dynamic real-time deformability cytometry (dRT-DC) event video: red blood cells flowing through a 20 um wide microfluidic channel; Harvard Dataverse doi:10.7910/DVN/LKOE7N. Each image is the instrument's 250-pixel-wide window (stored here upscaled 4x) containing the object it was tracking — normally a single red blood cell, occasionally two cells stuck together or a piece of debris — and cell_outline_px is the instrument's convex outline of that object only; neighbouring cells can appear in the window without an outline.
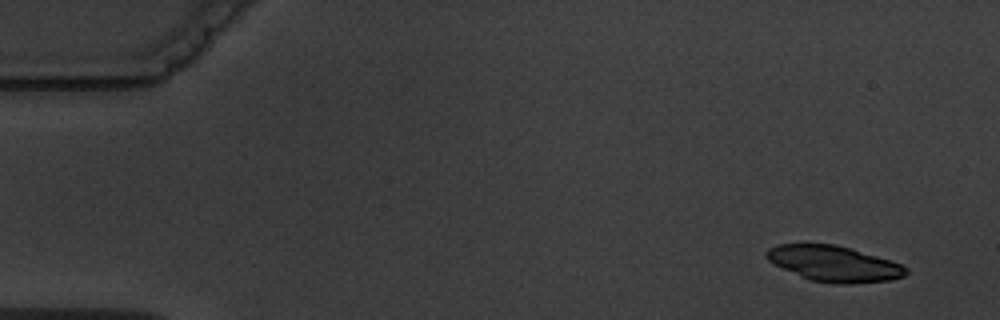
{"species": "common noctule bat (a hibernating species)", "species_latin": "Nyctalus noctula", "temperature_condition": "warm", "stored_images_in_passage": 9, "camera_frame_rate_fps": 3000, "um_per_image_px": 0.085, "animal": {"sex": "male", "body_mass_g": 19.5, "forearm_length_mm": 54.6}, "frame": {"image": 1, "passage_image": 1, "time_ms": 0.0, "image_size_px": [1000, 320], "cell_outline_px": [[908, 272], [904, 276], [888, 280], [840, 284], [808, 280], [768, 260], [764, 256], [764, 252], [768, 248], [776, 244], [836, 244], [852, 248], [900, 264], [908, 268]], "centroid_in_image_um": [70.85, 22.39], "position_along_channel_um": 14.2, "area_um2": 28.73}}
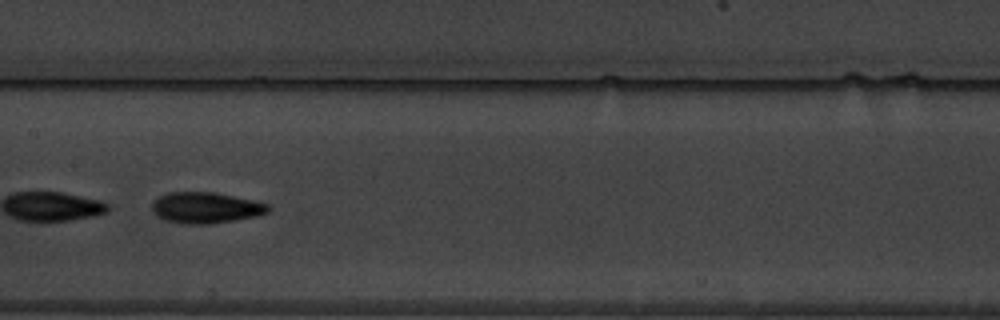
{"frame": {"image": 2, "passage_image": 8, "time_ms": 8.333, "image_size_px": [1000, 320], "cell_outline_px": [[272, 208], [268, 212], [256, 216], [208, 224], [184, 224], [164, 220], [156, 216], [152, 212], [152, 200], [168, 192], [212, 192], [252, 200], [268, 204]], "centroid_in_image_um": [17.44, 17.66], "position_along_channel_um": 190.0, "area_um2": 20.98}}